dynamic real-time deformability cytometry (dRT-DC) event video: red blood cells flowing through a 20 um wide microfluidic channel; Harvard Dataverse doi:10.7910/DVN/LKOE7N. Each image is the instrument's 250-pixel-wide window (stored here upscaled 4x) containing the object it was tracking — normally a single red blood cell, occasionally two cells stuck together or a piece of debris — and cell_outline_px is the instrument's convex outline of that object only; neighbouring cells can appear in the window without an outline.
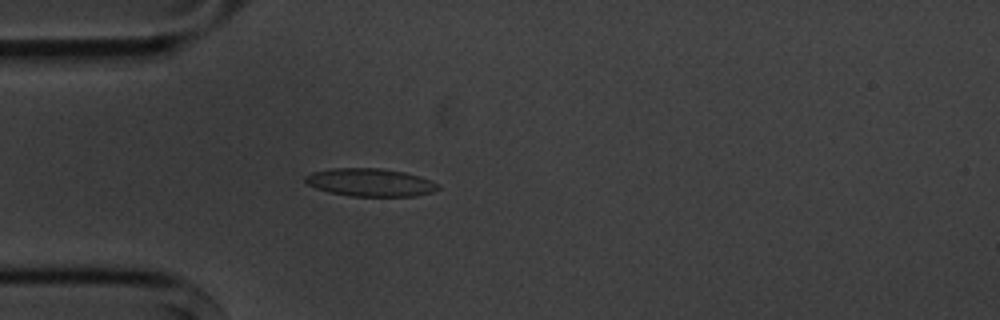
{"species": "common noctule bat (a hibernating species)", "species_latin": "Nyctalus noctula", "temperature_condition": "cold", "stored_images_in_passage": 5, "camera_frame_rate_fps": 3000, "um_per_image_px": 0.085, "animal": {"sex": "male", "body_mass_g": 20.1, "forearm_length_mm": 53.5}, "frame": {"image": 1, "passage_image": 5, "time_ms": 4.667, "image_size_px": [1000, 320], "cell_outline_px": [[440, 188], [432, 192], [412, 196], [348, 196], [328, 192], [316, 188], [308, 184], [304, 180], [304, 176], [312, 172], [332, 168], [384, 168], [404, 172], [420, 176], [436, 184]], "centroid_in_image_um": [31.42, 15.5], "position_along_channel_um": 53.6, "area_um2": 21.56}}